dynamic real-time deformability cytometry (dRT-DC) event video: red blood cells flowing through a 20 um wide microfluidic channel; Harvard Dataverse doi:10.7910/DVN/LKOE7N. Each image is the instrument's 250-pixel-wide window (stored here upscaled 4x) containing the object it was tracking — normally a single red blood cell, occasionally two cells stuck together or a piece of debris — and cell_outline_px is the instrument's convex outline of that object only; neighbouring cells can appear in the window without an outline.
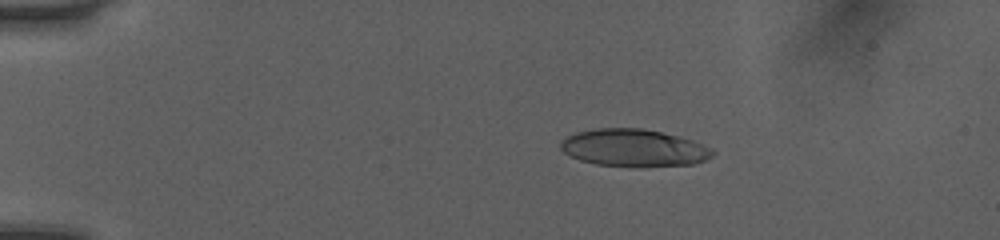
{"species": "human", "species_latin": "Homo sapiens", "temperature_condition": "room temperature", "stored_images_in_passage": 51, "camera_frame_rate_fps": 3000, "um_per_image_px": 0.085, "donor": {"sex": "female"}, "frame": {"image": 1, "passage_image": 10, "time_ms": 3.0, "image_size_px": [1000, 240], "cell_outline_px": [[716, 152], [712, 156], [704, 160], [692, 164], [644, 168], [640, 168], [596, 164], [580, 160], [564, 152], [560, 148], [560, 140], [576, 132], [596, 128], [644, 128], [680, 136], [704, 144], [712, 148]], "centroid_in_image_um": [53.9, 12.58], "position_along_channel_um": 31.1, "area_um2": 33.64}}
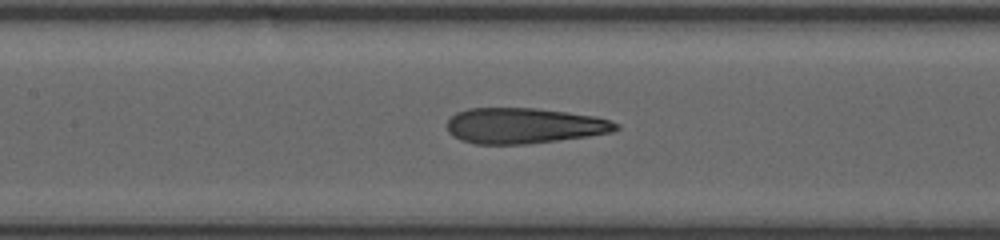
{"frame": {"image": 2, "passage_image": 25, "time_ms": 8.0, "image_size_px": [1000, 240], "cell_outline_px": [[620, 128], [612, 132], [588, 136], [528, 144], [476, 144], [460, 140], [452, 136], [448, 132], [448, 120], [456, 112], [468, 108], [536, 108], [568, 112], [596, 116], [620, 124]], "centroid_in_image_um": [44.54, 10.68], "position_along_channel_um": 162.9, "area_um2": 35.2}}
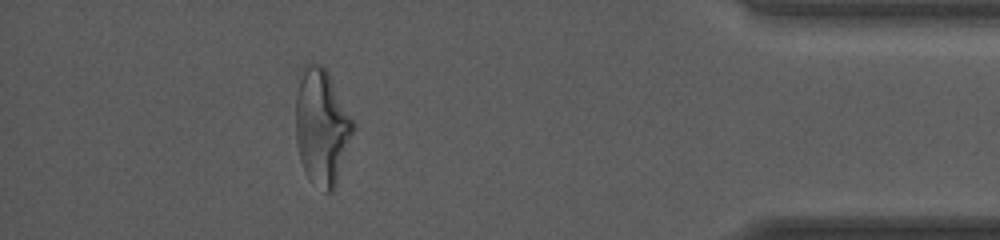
{"frame": {"image": 3, "passage_image": 46, "time_ms": 15.0, "image_size_px": [1000, 240], "cell_outline_px": [[356, 128], [336, 184], [332, 192], [324, 192], [308, 176], [304, 168], [296, 144], [296, 96], [304, 64], [324, 64], [356, 124]], "centroid_in_image_um": [27.38, 10.76], "position_along_channel_um": 407.8, "area_um2": 38.73}, "authors_computed_cell_mechanics": {"area_um2": 35.3736, "velocity_mm_per_s": 4.1003, "shape_relaxation_time_tau1_ms": 9.3607, "shape_relaxation_time_tau2_ms": 1.3295, "deformation_change_tau1": 0.3144, "deformation_change_tau2": 0.1169}}